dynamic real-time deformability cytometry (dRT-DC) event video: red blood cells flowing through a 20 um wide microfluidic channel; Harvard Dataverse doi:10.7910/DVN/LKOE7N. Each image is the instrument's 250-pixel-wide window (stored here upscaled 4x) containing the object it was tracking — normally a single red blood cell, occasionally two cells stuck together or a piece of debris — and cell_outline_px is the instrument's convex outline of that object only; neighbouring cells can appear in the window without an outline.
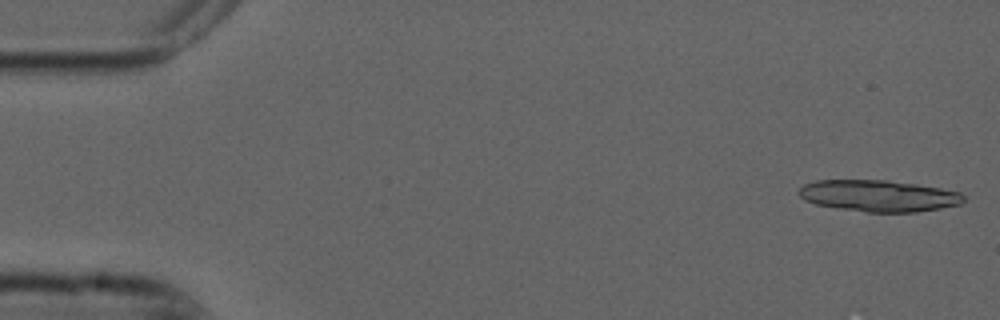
{"species": "common noctule bat (a hibernating species)", "species_latin": "Nyctalus noctula", "temperature_condition": "cold", "stored_images_in_passage": 46, "camera_frame_rate_fps": 3000, "um_per_image_px": 0.085, "animal": {"sex": "male", "forearm_length_mm": 52.5}, "frame": {"image": 1, "passage_image": 1, "time_ms": 0.0, "image_size_px": [1000, 320], "cell_outline_px": [[964, 200], [960, 204], [940, 208], [916, 212], [868, 212], [840, 208], [816, 204], [804, 200], [796, 192], [804, 184], [816, 180], [888, 180], [916, 184], [940, 188], [960, 192], [964, 196]], "centroid_in_image_um": [74.67, 16.64], "position_along_channel_um": 10.3, "area_um2": 30.17}}
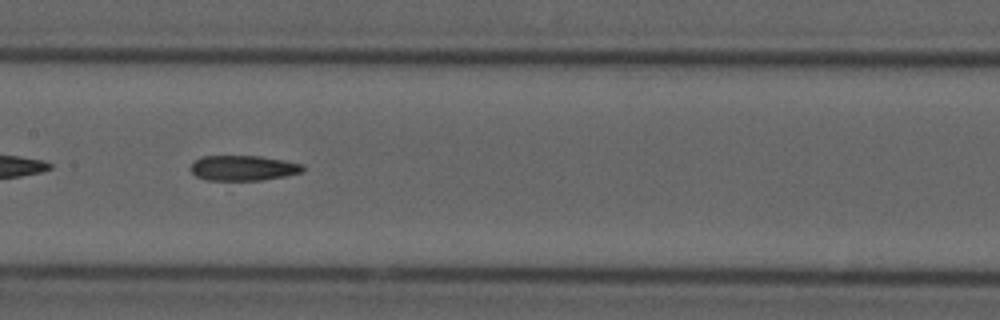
{"frame": {"image": 2, "passage_image": 26, "time_ms": 8.333, "image_size_px": [1000, 320], "cell_outline_px": [[304, 172], [284, 176], [260, 180], [204, 180], [196, 176], [188, 168], [192, 160], [200, 156], [260, 156], [284, 160], [304, 164]], "centroid_in_image_um": [20.62, 14.27], "position_along_channel_um": 186.8, "area_um2": 16.76}}
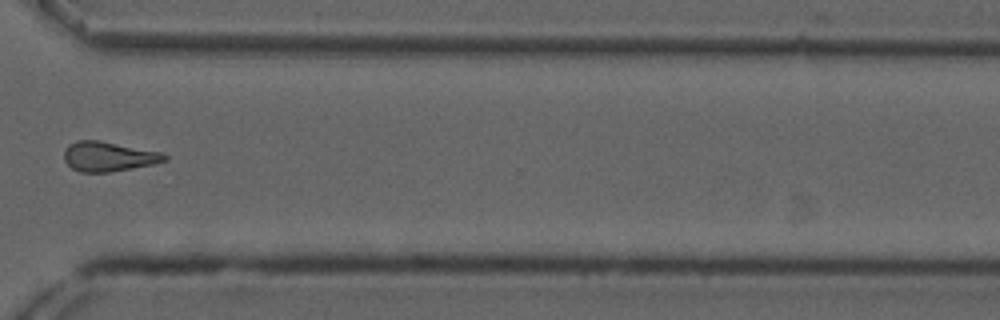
{"frame": {"image": 3, "passage_image": 40, "time_ms": 13.0, "image_size_px": [1000, 320], "cell_outline_px": [[168, 160], [152, 164], [132, 168], [108, 172], [80, 172], [72, 168], [64, 160], [64, 148], [68, 144], [76, 140], [96, 140], [160, 152], [168, 156]], "centroid_in_image_um": [9.18, 13.3], "position_along_channel_um": 361.4, "area_um2": 17.22}}